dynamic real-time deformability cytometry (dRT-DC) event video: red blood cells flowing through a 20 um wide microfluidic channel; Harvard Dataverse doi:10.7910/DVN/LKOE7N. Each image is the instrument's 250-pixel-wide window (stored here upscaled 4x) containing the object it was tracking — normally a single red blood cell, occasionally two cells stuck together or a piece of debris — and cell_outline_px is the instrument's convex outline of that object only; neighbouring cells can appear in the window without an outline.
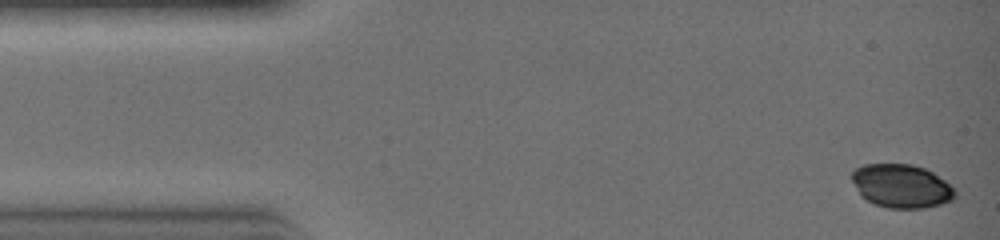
{"species": "common noctule bat (a hibernating species)", "species_latin": "Nyctalus noctula", "temperature_condition": "warm", "stored_images_in_passage": 24, "camera_frame_rate_fps": 3000, "um_per_image_px": 0.085, "animal": {"sex": "female", "body_mass_g": 19.0, "forearm_length_mm": 51.5}, "frame": {"image": 1, "passage_image": 1, "time_ms": 0.0, "image_size_px": [1000, 240], "cell_outline_px": [[956, 196], [952, 200], [940, 204], [924, 208], [888, 208], [872, 204], [860, 196], [852, 180], [852, 172], [856, 168], [864, 164], [912, 164], [924, 168], [932, 172], [944, 180], [956, 192]], "centroid_in_image_um": [76.59, 15.82], "position_along_channel_um": 8.4, "area_um2": 26.18}}
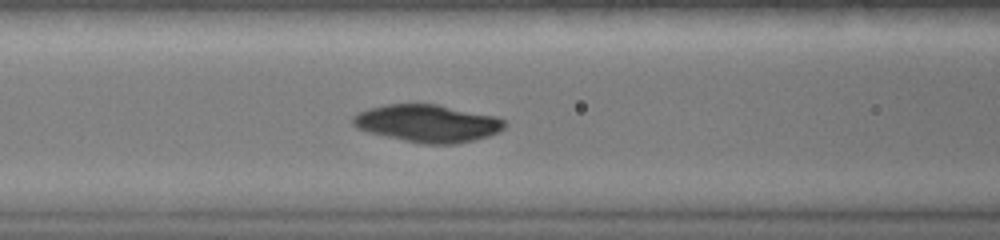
{"frame": {"image": 2, "passage_image": 12, "time_ms": 3.667, "image_size_px": [1000, 240], "cell_outline_px": [[508, 124], [500, 132], [488, 136], [456, 144], [428, 144], [404, 140], [368, 132], [356, 128], [352, 124], [352, 116], [356, 112], [368, 108], [384, 104], [436, 104], [496, 116], [504, 120]], "centroid_in_image_um": [36.33, 10.48], "position_along_channel_um": 130.3, "area_um2": 33.23}}
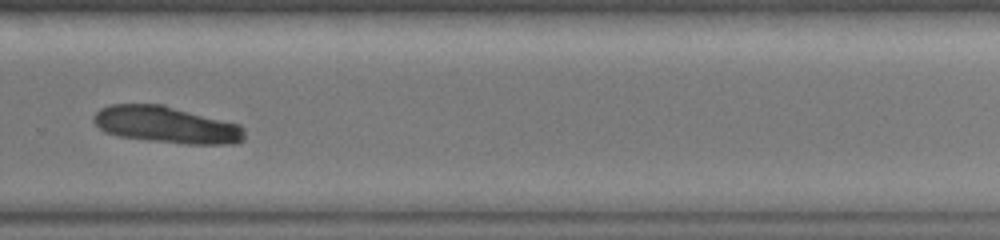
{"frame": {"image": 3, "passage_image": 21, "time_ms": 6.667, "image_size_px": [1000, 240], "cell_outline_px": [[244, 140], [232, 144], [188, 144], [148, 140], [120, 136], [108, 132], [100, 128], [92, 120], [92, 116], [100, 108], [108, 104], [164, 104], [240, 124], [244, 128]], "centroid_in_image_um": [14.16, 10.59], "position_along_channel_um": 315.6, "area_um2": 32.43}}